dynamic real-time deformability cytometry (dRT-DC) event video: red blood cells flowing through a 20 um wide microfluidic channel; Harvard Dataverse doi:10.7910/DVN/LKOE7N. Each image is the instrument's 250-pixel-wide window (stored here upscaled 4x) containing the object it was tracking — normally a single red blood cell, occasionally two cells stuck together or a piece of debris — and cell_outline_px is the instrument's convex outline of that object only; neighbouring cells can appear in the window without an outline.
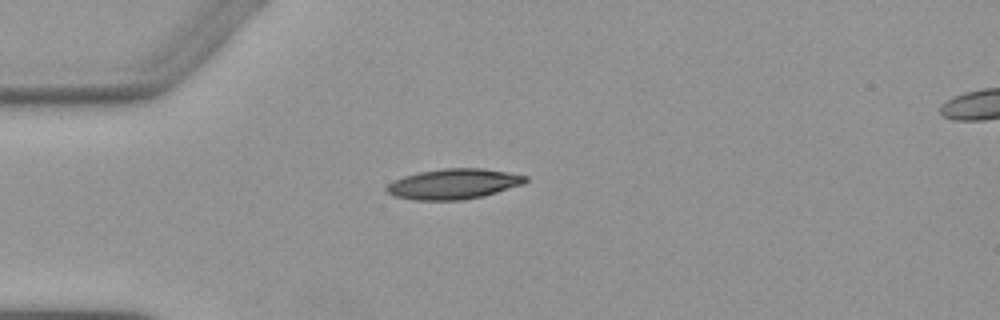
{"species": "Egyptian fruit bat (a non-hibernating species)", "species_latin": "Rousettus aegyptiacus", "temperature_condition": "warm", "stored_images_in_passage": 4, "camera_frame_rate_fps": 3000, "um_per_image_px": 0.085, "animal": {"sex": "female"}, "frame": {"image": 1, "passage_image": 4, "time_ms": 3.667, "image_size_px": [1000, 320], "cell_outline_px": [[528, 180], [524, 184], [484, 196], [464, 200], [416, 200], [396, 196], [388, 192], [384, 188], [388, 184], [404, 176], [420, 172], [444, 168], [480, 168], [528, 176]], "centroid_in_image_um": [38.58, 15.64], "position_along_channel_um": 46.4, "area_um2": 24.33}}